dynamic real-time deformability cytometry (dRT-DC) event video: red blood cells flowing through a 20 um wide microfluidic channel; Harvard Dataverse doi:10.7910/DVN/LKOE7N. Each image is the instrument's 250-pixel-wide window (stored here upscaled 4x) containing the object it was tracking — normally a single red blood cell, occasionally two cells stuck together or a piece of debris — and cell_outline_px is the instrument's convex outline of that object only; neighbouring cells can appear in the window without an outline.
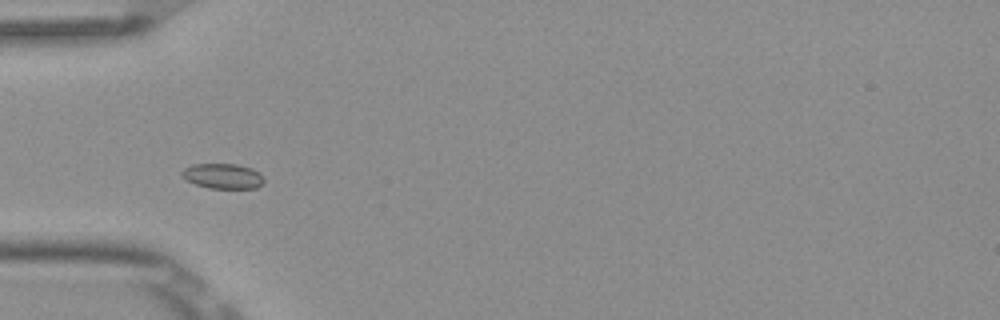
{"species": "Egyptian fruit bat (a non-hibernating species)", "species_latin": "Rousettus aegyptiacus", "temperature_condition": "room temperature", "stored_images_in_passage": 8, "camera_frame_rate_fps": 3000, "um_per_image_px": 0.085, "frame": {"image": 1, "passage_image": 3, "time_ms": 0.667, "image_size_px": [1000, 320], "cell_outline_px": [[264, 184], [256, 188], [208, 188], [196, 184], [188, 180], [180, 172], [184, 168], [192, 164], [236, 164], [252, 168], [260, 172], [264, 180]], "centroid_in_image_um": [18.98, 14.96], "position_along_channel_um": 66.0, "area_um2": 12.02}}
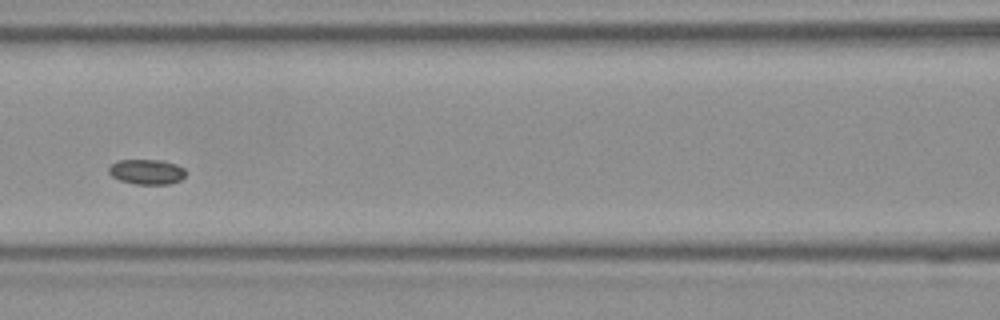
{"frame": {"image": 2, "passage_image": 5, "time_ms": 1.333, "image_size_px": [1000, 320], "cell_outline_px": [[188, 172], [180, 180], [168, 184], [136, 184], [120, 180], [112, 176], [108, 172], [108, 168], [116, 160], [164, 160], [176, 164], [184, 168]], "centroid_in_image_um": [12.49, 14.59], "position_along_channel_um": 154.1, "area_um2": 11.33}}
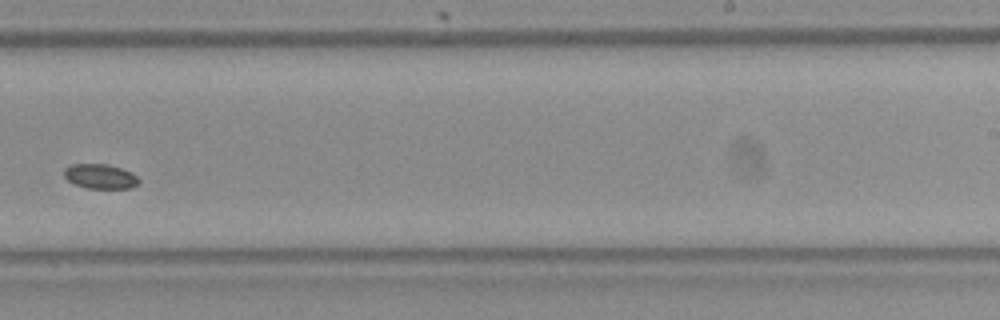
{"frame": {"image": 3, "passage_image": 8, "time_ms": 2.333, "image_size_px": [1000, 320], "cell_outline_px": [[140, 180], [132, 188], [88, 188], [76, 184], [68, 180], [64, 176], [64, 168], [72, 164], [108, 164], [132, 172]], "centroid_in_image_um": [8.52, 14.98], "position_along_channel_um": 280.5, "area_um2": 10.64}}